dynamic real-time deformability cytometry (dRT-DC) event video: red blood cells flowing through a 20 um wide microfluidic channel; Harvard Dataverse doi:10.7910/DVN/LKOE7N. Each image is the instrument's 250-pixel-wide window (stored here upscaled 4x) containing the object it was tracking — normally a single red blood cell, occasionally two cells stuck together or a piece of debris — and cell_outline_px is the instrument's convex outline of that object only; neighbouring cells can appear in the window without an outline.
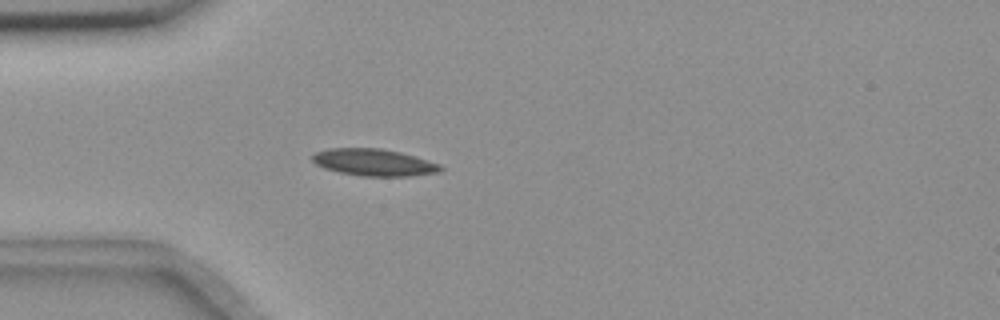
{"species": "common noctule bat (a hibernating species)", "species_latin": "Nyctalus noctula", "temperature_condition": "room temperature", "stored_images_in_passage": 4, "camera_frame_rate_fps": 3000, "um_per_image_px": 0.085, "animal": {"sex": "female", "body_mass_g": 18.4}, "frame": {"image": 1, "passage_image": 4, "time_ms": 3.333, "image_size_px": [1000, 320], "cell_outline_px": [[444, 168], [440, 172], [408, 176], [360, 176], [340, 172], [324, 168], [316, 164], [312, 160], [312, 156], [316, 152], [328, 148], [380, 148], [400, 152], [416, 156], [440, 164]], "centroid_in_image_um": [31.8, 13.8], "position_along_channel_um": 53.2, "area_um2": 20.17}}